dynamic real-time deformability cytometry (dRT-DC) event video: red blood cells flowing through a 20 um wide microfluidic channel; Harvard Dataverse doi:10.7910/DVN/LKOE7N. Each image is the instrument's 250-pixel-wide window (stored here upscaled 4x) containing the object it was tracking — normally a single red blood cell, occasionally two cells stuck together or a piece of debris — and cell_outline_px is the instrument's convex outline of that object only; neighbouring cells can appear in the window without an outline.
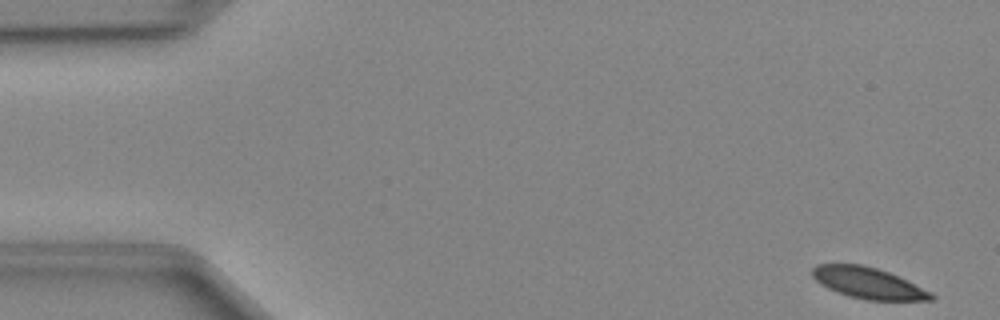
{"species": "Egyptian fruit bat (a non-hibernating species)", "species_latin": "Rousettus aegyptiacus", "temperature_condition": "cold", "stored_images_in_passage": 49, "segment_of_instrument_passage": [1, 2], "camera_frame_rate_fps": 3000, "um_per_image_px": 0.085, "animal": {"sex": "female"}, "frame": {"image": 1, "passage_image": 1, "time_ms": 0.0, "image_size_px": [1000, 320], "cell_outline_px": [[936, 300], [864, 300], [848, 296], [836, 292], [820, 284], [812, 276], [812, 268], [816, 264], [864, 264], [888, 272], [932, 292], [936, 296]], "centroid_in_image_um": [73.79, 24.06], "position_along_channel_um": 11.2, "area_um2": 21.62}}
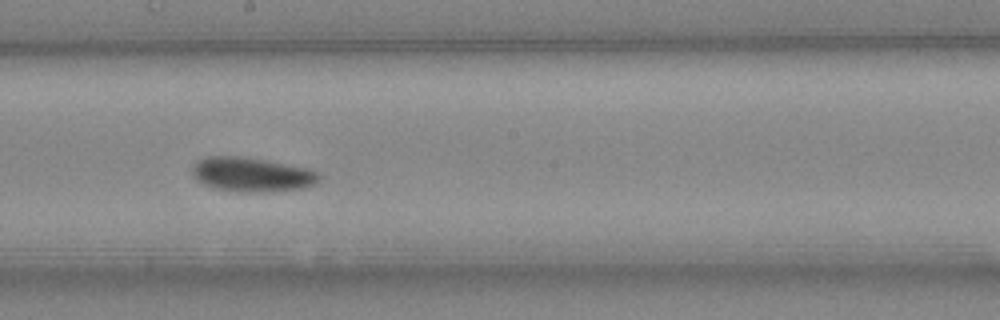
{"frame": {"image": 2, "passage_image": 26, "time_ms": 8.333, "image_size_px": [1000, 320], "cell_outline_px": [[320, 180], [316, 184], [300, 188], [272, 192], [244, 192], [212, 188], [196, 180], [192, 176], [192, 164], [196, 160], [204, 156], [236, 156], [264, 160], [308, 168], [316, 172], [320, 176]], "centroid_in_image_um": [21.35, 14.84], "position_along_channel_um": 226.9, "area_um2": 25.55}}
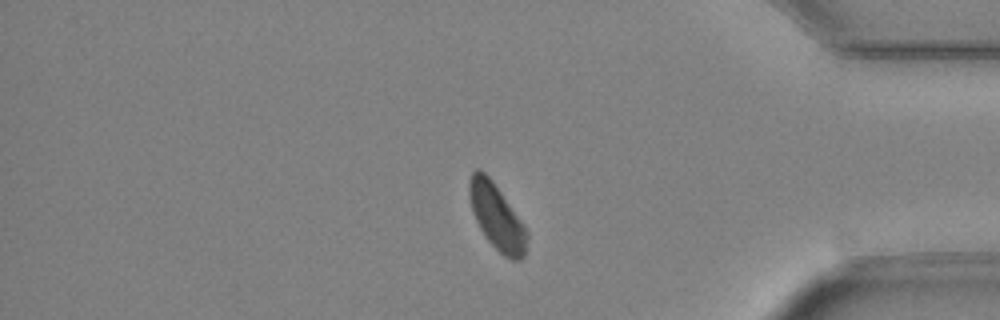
{"frame": {"image": 3, "passage_image": 40, "time_ms": 13.0, "image_size_px": [1000, 320], "cell_outline_px": [[528, 236], [524, 256], [520, 260], [512, 260], [504, 256], [488, 240], [480, 228], [472, 212], [468, 192], [468, 180], [472, 172], [476, 168], [480, 168], [492, 180], [520, 220], [528, 232]], "centroid_in_image_um": [42.2, 18.41], "position_along_channel_um": 393.0, "area_um2": 21.79}}